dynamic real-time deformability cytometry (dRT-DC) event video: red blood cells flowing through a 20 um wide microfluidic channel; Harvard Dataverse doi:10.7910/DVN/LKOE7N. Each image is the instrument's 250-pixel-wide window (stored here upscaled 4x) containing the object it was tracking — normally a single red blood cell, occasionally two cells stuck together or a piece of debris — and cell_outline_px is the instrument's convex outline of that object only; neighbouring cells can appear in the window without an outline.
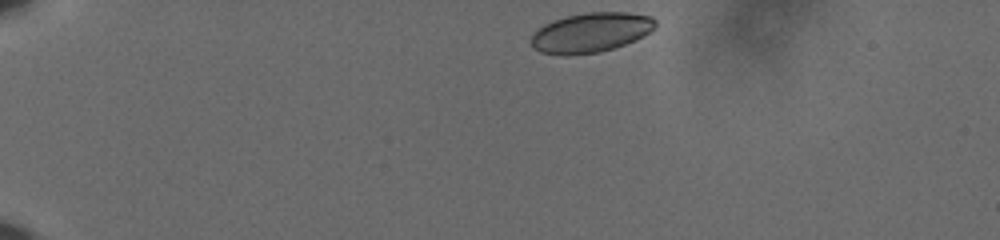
{"species": "human", "species_latin": "Homo sapiens", "temperature_condition": "cold", "stored_images_in_passage": 42, "camera_frame_rate_fps": 3000, "um_per_image_px": 0.085, "donor": {"sex": "male"}, "frame": {"image": 1, "passage_image": 1, "time_ms": 0.0, "image_size_px": [1000, 240], "cell_outline_px": [[656, 24], [648, 32], [624, 44], [600, 52], [568, 56], [564, 56], [540, 52], [532, 48], [528, 40], [532, 32], [544, 24], [552, 20], [564, 16], [584, 12], [628, 12], [652, 16], [656, 20]], "centroid_in_image_um": [50.11, 2.76], "position_along_channel_um": 34.9, "area_um2": 29.07}}
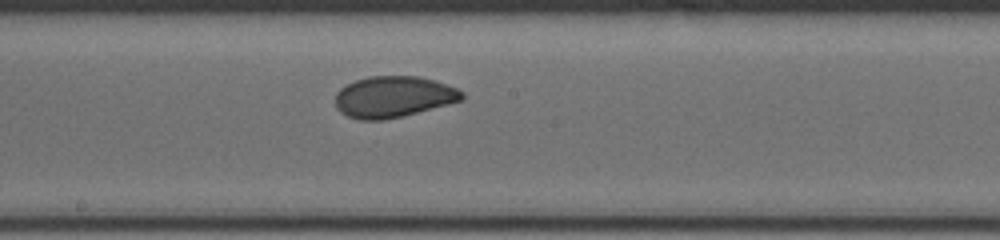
{"frame": {"image": 2, "passage_image": 23, "time_ms": 7.333, "image_size_px": [1000, 240], "cell_outline_px": [[464, 100], [384, 120], [360, 120], [348, 116], [340, 112], [336, 108], [336, 92], [340, 88], [356, 80], [368, 76], [420, 76], [436, 80], [456, 88], [464, 92]], "centroid_in_image_um": [33.44, 8.22], "position_along_channel_um": 214.8, "area_um2": 30.4}}
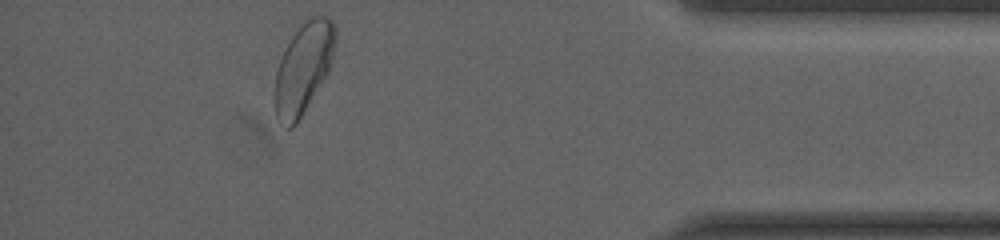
{"frame": {"image": 3, "passage_image": 42, "time_ms": 13.667, "image_size_px": [1000, 240], "cell_outline_px": [[336, 44], [328, 72], [296, 124], [292, 128], [288, 128], [276, 116], [272, 100], [276, 72], [280, 60], [292, 36], [304, 16], [328, 16], [332, 20], [336, 28]], "centroid_in_image_um": [25.78, 5.74], "position_along_channel_um": 409.4, "area_um2": 32.25}, "authors_computed_cell_mechanics": {"area_um2": 30.4317, "velocity_mm_per_s": 3.6103, "shape_relaxation_time_tau1_ms": 4.4734, "shape_relaxation_time_tau2_ms": 0.8408, "deformation_change_tau1": 0.1076, "deformation_change_tau2": 0.0336}}